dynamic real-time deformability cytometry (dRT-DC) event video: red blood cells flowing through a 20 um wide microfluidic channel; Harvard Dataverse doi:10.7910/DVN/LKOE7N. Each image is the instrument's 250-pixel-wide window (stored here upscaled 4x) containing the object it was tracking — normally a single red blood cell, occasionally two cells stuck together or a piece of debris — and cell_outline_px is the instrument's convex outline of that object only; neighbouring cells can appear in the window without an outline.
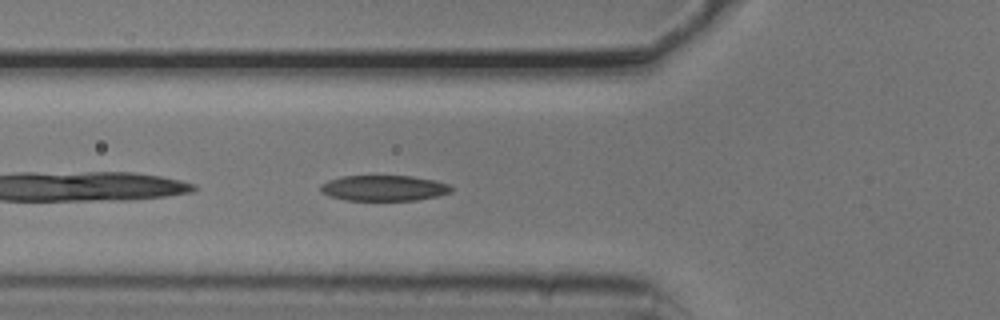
{"species": "common noctule bat (a hibernating species)", "species_latin": "Nyctalus noctula", "temperature_condition": "cold", "stored_images_in_passage": 4, "camera_frame_rate_fps": 3000, "um_per_image_px": 0.085, "animal": {"sex": "male", "body_mass_g": 20.5, "forearm_length_mm": 52.5}, "frame": {"image": 1, "passage_image": 4, "time_ms": 1.0, "image_size_px": [1000, 320], "cell_outline_px": [[452, 192], [436, 196], [416, 200], [344, 200], [328, 196], [320, 192], [320, 184], [328, 180], [340, 176], [412, 176], [436, 180], [448, 184], [452, 188]], "centroid_in_image_um": [32.59, 15.98], "position_along_channel_um": 93.2, "area_um2": 19.65}}